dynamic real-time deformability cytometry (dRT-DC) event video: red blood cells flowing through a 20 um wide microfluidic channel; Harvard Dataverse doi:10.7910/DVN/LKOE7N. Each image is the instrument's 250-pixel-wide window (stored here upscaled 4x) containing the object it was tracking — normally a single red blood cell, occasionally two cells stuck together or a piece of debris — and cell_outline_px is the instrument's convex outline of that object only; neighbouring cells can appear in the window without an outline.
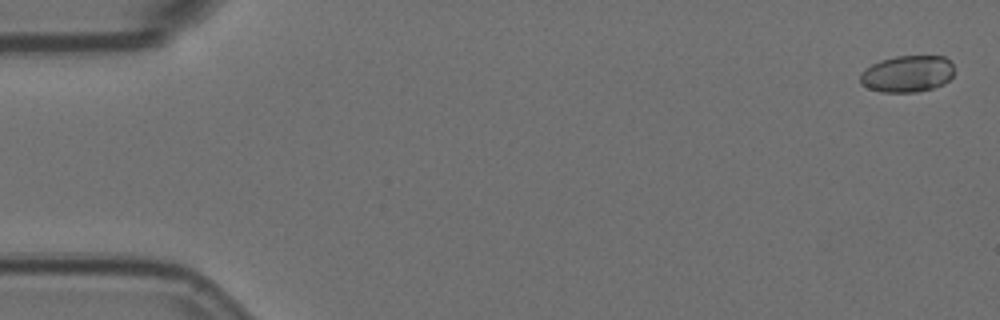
{"species": "Egyptian fruit bat (a non-hibernating species)", "species_latin": "Rousettus aegyptiacus", "temperature_condition": "room temperature", "stored_images_in_passage": 9, "camera_frame_rate_fps": 3000, "um_per_image_px": 0.085, "animal": {"sex": "female"}, "frame": {"image": 1, "passage_image": 1, "time_ms": 0.0, "image_size_px": [1000, 320], "cell_outline_px": [[952, 76], [944, 84], [932, 88], [916, 92], [880, 92], [868, 88], [860, 84], [860, 72], [872, 64], [880, 60], [896, 56], [944, 56], [952, 64]], "centroid_in_image_um": [77.08, 6.28], "position_along_channel_um": 7.9, "area_um2": 20.11}}
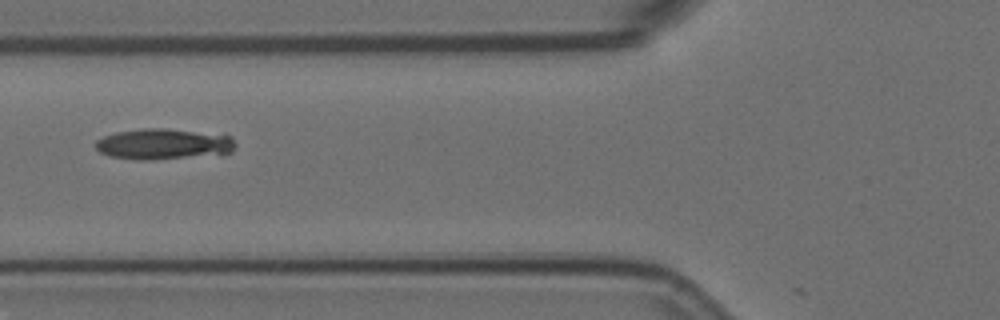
{"frame": {"image": 2, "passage_image": 7, "time_ms": 2.0, "image_size_px": [1000, 320], "cell_outline_px": [[236, 144], [232, 152], [148, 160], [136, 160], [108, 156], [100, 152], [96, 148], [96, 140], [104, 136], [116, 132], [140, 128], [168, 128], [232, 136]], "centroid_in_image_um": [13.84, 12.23], "position_along_channel_um": 112.0, "area_um2": 24.91}}
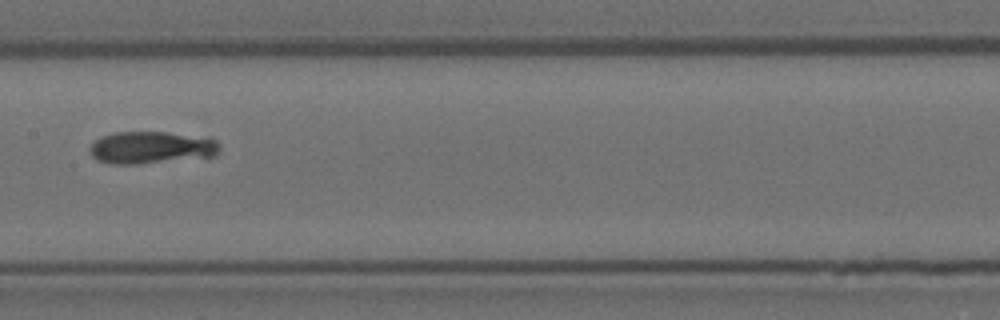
{"frame": {"image": 3, "passage_image": 9, "time_ms": 2.667, "image_size_px": [1000, 320], "cell_outline_px": [[220, 152], [216, 156], [136, 164], [108, 164], [96, 160], [92, 156], [88, 148], [100, 136], [112, 132], [168, 132], [212, 136], [220, 144]], "centroid_in_image_um": [12.91, 12.53], "position_along_channel_um": 194.5, "area_um2": 25.09}}